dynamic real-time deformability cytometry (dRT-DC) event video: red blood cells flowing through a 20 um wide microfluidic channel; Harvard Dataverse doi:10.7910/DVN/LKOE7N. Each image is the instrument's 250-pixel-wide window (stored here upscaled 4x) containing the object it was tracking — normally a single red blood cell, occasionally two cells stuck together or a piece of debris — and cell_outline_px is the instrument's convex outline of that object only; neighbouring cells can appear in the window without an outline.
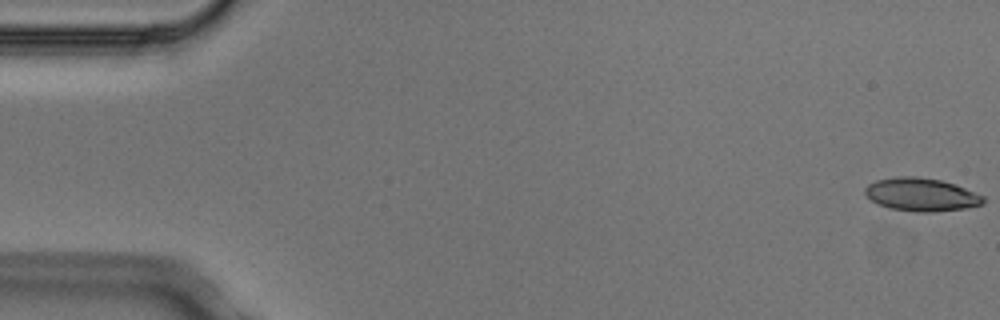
{"species": "Egyptian fruit bat (a non-hibernating species)", "species_latin": "Rousettus aegyptiacus", "temperature_condition": "cold", "stored_images_in_passage": 5, "camera_frame_rate_fps": 3000, "um_per_image_px": 0.085, "animal": {"sex": "male"}, "frame": {"image": 1, "passage_image": 1, "time_ms": 0.0, "image_size_px": [1000, 320], "cell_outline_px": [[984, 204], [968, 208], [932, 212], [916, 212], [888, 208], [872, 200], [864, 192], [864, 188], [868, 184], [876, 180], [900, 176], [916, 176], [940, 180], [956, 184], [984, 196]], "centroid_in_image_um": [78.33, 16.54], "position_along_channel_um": 6.7, "area_um2": 22.89}}
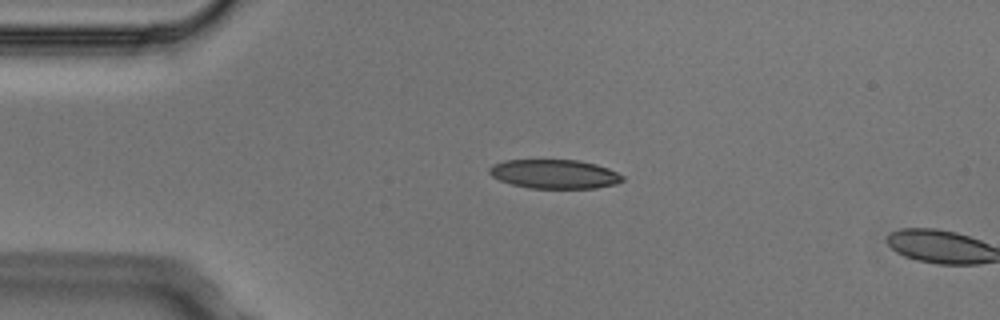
{"frame": {"image": 2, "passage_image": 4, "time_ms": 1.0, "image_size_px": [1000, 320], "cell_outline_px": [[624, 180], [616, 184], [596, 188], [532, 188], [512, 184], [500, 180], [492, 176], [488, 172], [488, 168], [492, 164], [504, 160], [580, 160], [596, 164], [608, 168], [624, 176]], "centroid_in_image_um": [47.13, 14.79], "position_along_channel_um": 37.9, "area_um2": 22.6}}